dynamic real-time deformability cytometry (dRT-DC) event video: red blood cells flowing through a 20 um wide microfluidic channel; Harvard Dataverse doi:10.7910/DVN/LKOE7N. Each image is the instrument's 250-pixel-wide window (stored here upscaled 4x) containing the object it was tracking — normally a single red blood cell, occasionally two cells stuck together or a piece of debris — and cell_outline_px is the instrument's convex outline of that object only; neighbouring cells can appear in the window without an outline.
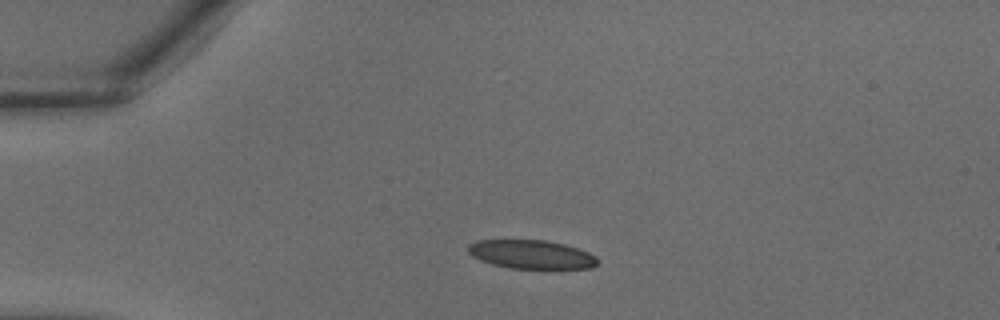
{"species": "common noctule bat (a hibernating species)", "species_latin": "Nyctalus noctula", "temperature_condition": "warm", "stored_images_in_passage": 29, "camera_frame_rate_fps": 3000, "um_per_image_px": 0.085, "animal": {"sex": "male", "body_mass_g": 18.8}, "frame": {"image": 1, "passage_image": 1, "time_ms": 0.0, "image_size_px": [1000, 320], "cell_outline_px": [[600, 260], [592, 268], [508, 268], [492, 264], [480, 260], [472, 256], [468, 252], [468, 244], [476, 240], [544, 240], [564, 244], [588, 252], [596, 256]], "centroid_in_image_um": [45.15, 21.62], "position_along_channel_um": 39.9, "area_um2": 21.62}}
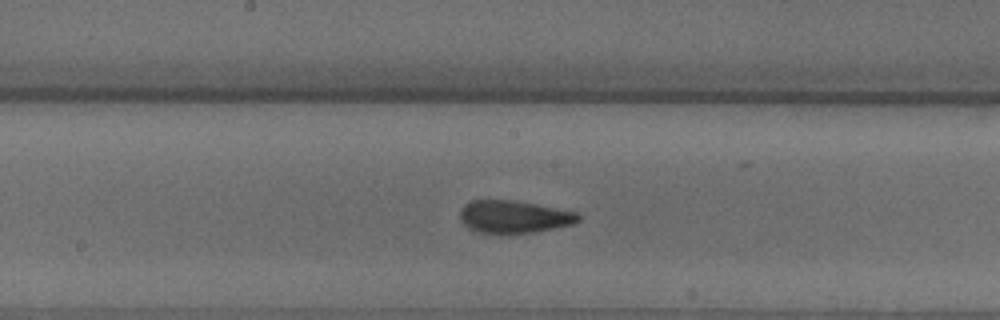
{"frame": {"image": 2, "passage_image": 12, "time_ms": 3.667, "image_size_px": [1000, 320], "cell_outline_px": [[580, 220], [572, 224], [532, 232], [480, 232], [468, 228], [460, 220], [460, 208], [464, 204], [472, 200], [512, 200], [536, 204], [576, 212], [580, 216]], "centroid_in_image_um": [43.65, 18.4], "position_along_channel_um": 204.6, "area_um2": 22.02}}
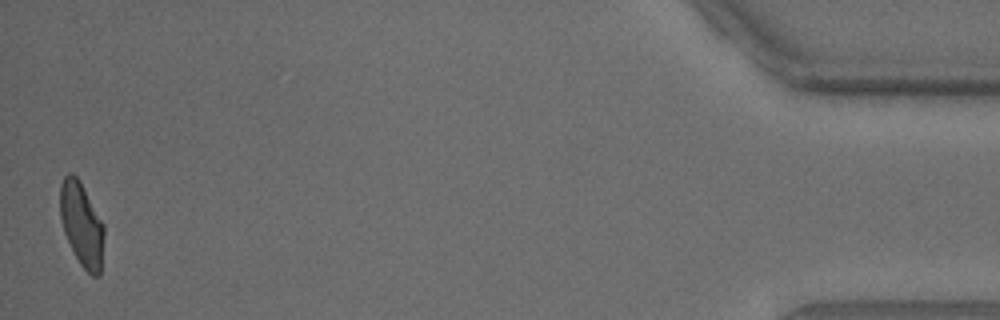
{"frame": {"image": 3, "passage_image": 29, "time_ms": 9.333, "image_size_px": [1000, 320], "cell_outline_px": [[104, 236], [100, 276], [92, 276], [80, 264], [64, 232], [60, 216], [60, 184], [64, 176], [68, 172], [72, 172], [80, 180], [104, 224]], "centroid_in_image_um": [6.95, 19.04], "position_along_channel_um": 428.3, "area_um2": 21.5}}